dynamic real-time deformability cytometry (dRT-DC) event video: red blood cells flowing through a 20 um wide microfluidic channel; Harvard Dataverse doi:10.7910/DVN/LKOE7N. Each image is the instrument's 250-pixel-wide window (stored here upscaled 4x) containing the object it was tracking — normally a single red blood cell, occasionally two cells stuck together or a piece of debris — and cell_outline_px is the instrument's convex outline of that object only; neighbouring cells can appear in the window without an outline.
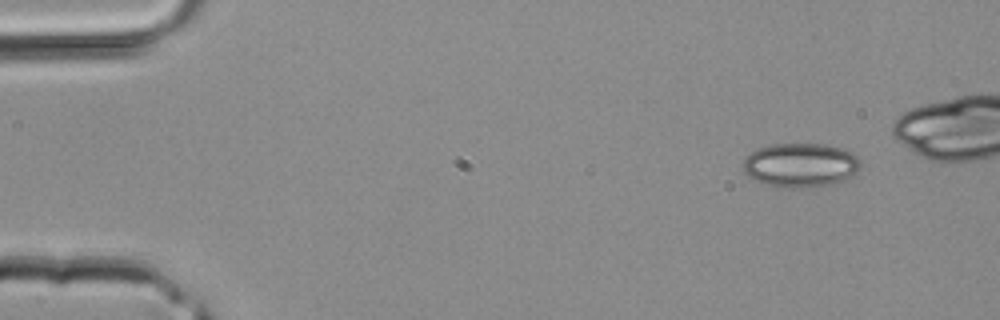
{"species": "common noctule bat (a hibernating species)", "species_latin": "Nyctalus noctula", "temperature_condition": "room temperature", "stored_images_in_passage": 4, "camera_frame_rate_fps": 3000, "um_per_image_px": 0.085, "animal": {"sex": "male", "body_mass_g": 20.4}, "frame": {"image": 1, "passage_image": 1, "time_ms": 0.0, "image_size_px": [1000, 320], "cell_outline_px": [[860, 164], [856, 172], [852, 176], [844, 180], [832, 184], [796, 188], [784, 188], [764, 184], [752, 180], [744, 172], [740, 164], [752, 152], [760, 148], [772, 144], [824, 144], [840, 148], [852, 152], [860, 160]], "centroid_in_image_um": [68.01, 14.04], "position_along_channel_um": 17.0, "area_um2": 30.29}}